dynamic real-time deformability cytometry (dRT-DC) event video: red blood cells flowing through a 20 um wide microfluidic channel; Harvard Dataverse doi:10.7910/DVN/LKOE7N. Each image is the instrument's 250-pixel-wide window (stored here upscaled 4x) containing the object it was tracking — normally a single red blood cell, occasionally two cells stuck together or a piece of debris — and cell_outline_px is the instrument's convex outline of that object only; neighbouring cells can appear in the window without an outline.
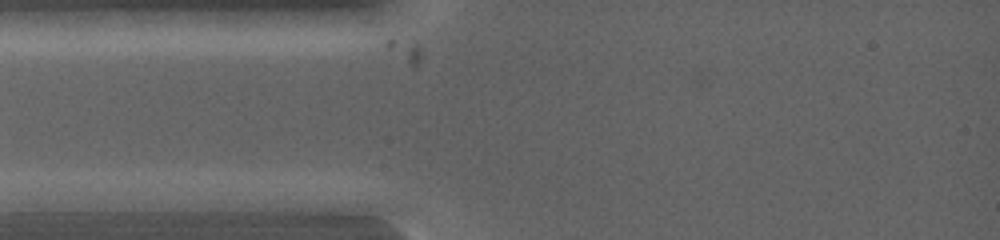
{"species": "common noctule bat (a hibernating species)", "species_latin": "Nyctalus noctula", "temperature_condition": "warm", "stored_images_in_passage": 2, "camera_frame_rate_fps": 5000, "um_per_image_px": 0.085, "animal": {"sex": "female", "body_mass_g": 19.0, "forearm_length_mm": 53.3}, "frame": {"image": 1, "passage_image": 1, "time_ms": 0.0, "image_size_px": [1000, 240], "cell_outline_px": [[124, 200], [100, 212], [68, 216], [64, 216], [16, 212], [12, 200], [20, 192], [104, 192]], "centroid_in_image_um": [5.42, 17.24], "position_along_channel_um": 79.6, "area_um2": 15.43}}